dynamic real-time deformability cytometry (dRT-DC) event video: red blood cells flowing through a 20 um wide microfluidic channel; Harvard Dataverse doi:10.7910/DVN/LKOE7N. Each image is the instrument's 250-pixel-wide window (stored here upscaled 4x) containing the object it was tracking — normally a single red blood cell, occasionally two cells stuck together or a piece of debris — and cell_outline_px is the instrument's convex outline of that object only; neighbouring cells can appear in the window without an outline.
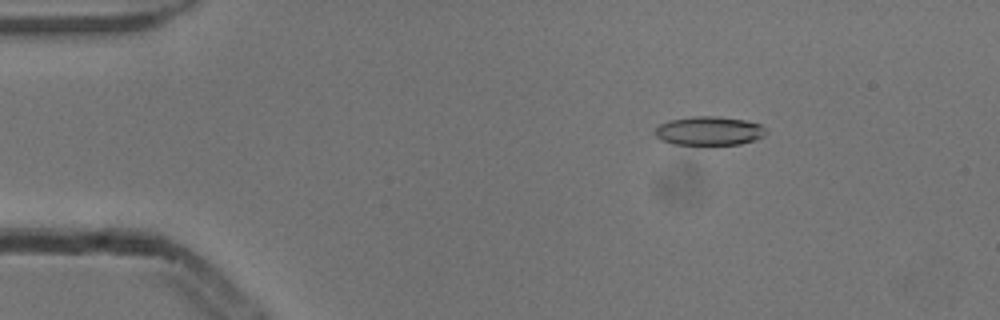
{"species": "common noctule bat (a hibernating species)", "species_latin": "Nyctalus noctula", "temperature_condition": "cold", "stored_images_in_passage": 54, "camera_frame_rate_fps": 3000, "um_per_image_px": 0.085, "animal": {"sex": "male", "body_mass_g": 13.3}, "frame": {"image": 1, "passage_image": 9, "time_ms": 2.667, "image_size_px": [1000, 320], "cell_outline_px": [[768, 132], [764, 136], [756, 140], [740, 144], [672, 144], [660, 140], [656, 136], [656, 128], [660, 124], [668, 120], [692, 116], [720, 116], [744, 120], [760, 124]], "centroid_in_image_um": [60.28, 11.12], "position_along_channel_um": 24.7, "area_um2": 18.73}}
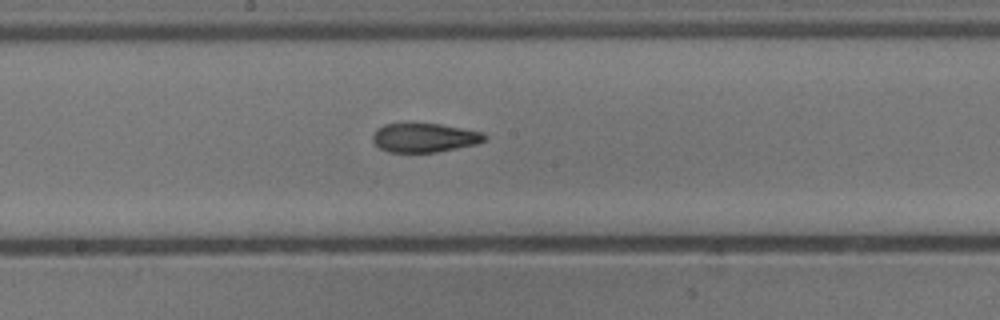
{"frame": {"image": 2, "passage_image": 29, "time_ms": 9.333, "image_size_px": [1000, 320], "cell_outline_px": [[488, 140], [476, 144], [436, 152], [388, 152], [380, 148], [372, 140], [372, 136], [376, 128], [384, 124], [412, 120], [440, 124], [484, 132], [488, 136]], "centroid_in_image_um": [36.06, 11.65], "position_along_channel_um": 212.1, "area_um2": 19.77}}
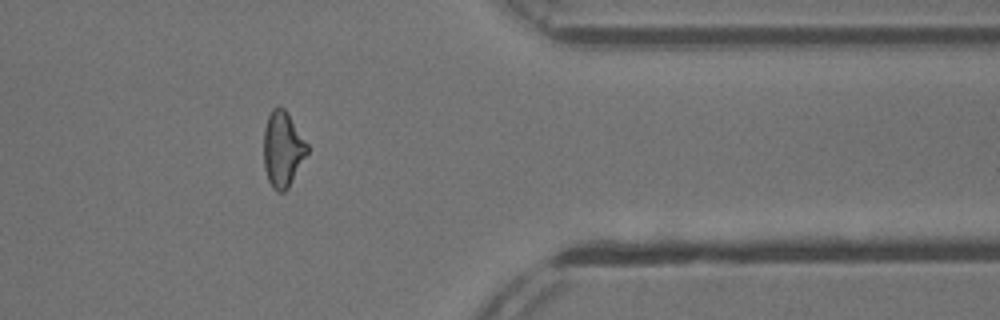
{"frame": {"image": 3, "passage_image": 44, "time_ms": 14.333, "image_size_px": [1000, 320], "cell_outline_px": [[308, 152], [288, 188], [284, 192], [276, 192], [272, 188], [268, 180], [264, 168], [264, 128], [268, 116], [272, 108], [276, 104], [284, 108], [288, 112], [308, 144]], "centroid_in_image_um": [24.02, 12.66], "position_along_channel_um": 387.4, "area_um2": 19.36}, "authors_computed_cell_mechanics": {"area_um2": 19.4786, "velocity_mm_per_s": 3.8637, "shape_relaxation_time_tau1_ms": 7.1068, "shape_relaxation_time_tau2_ms": 2.8433, "deformation_change_tau1": 0.1655, "deformation_change_tau2": 0.1032}}